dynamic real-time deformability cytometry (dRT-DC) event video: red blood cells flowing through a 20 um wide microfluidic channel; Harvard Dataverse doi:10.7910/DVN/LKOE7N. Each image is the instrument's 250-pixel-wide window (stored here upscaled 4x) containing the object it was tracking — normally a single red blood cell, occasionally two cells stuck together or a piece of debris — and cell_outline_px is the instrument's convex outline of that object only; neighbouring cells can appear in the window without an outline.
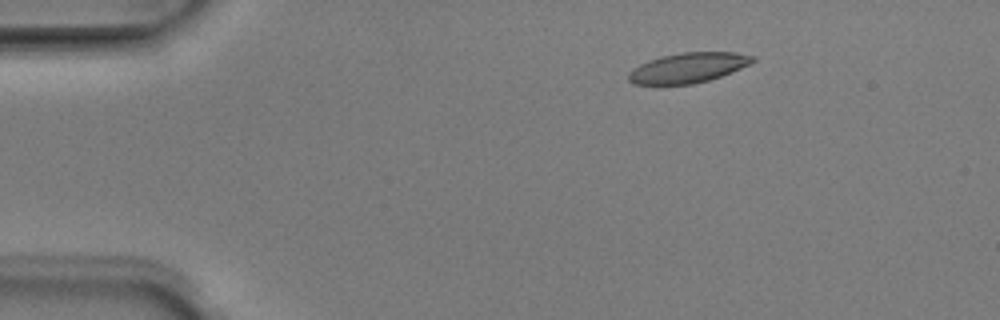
{"species": "Egyptian fruit bat (a non-hibernating species)", "species_latin": "Rousettus aegyptiacus", "temperature_condition": "room temperature", "stored_images_in_passage": 44, "camera_frame_rate_fps": 3000, "um_per_image_px": 0.085, "animal": {"sex": "male"}, "frame": {"image": 1, "passage_image": 1, "time_ms": 0.0, "image_size_px": [1000, 320], "cell_outline_px": [[756, 60], [740, 68], [720, 76], [708, 80], [692, 84], [632, 84], [628, 80], [628, 72], [632, 68], [648, 60], [660, 56], [684, 52], [736, 52], [756, 56]], "centroid_in_image_um": [58.46, 5.75], "position_along_channel_um": 26.5, "area_um2": 21.68}}
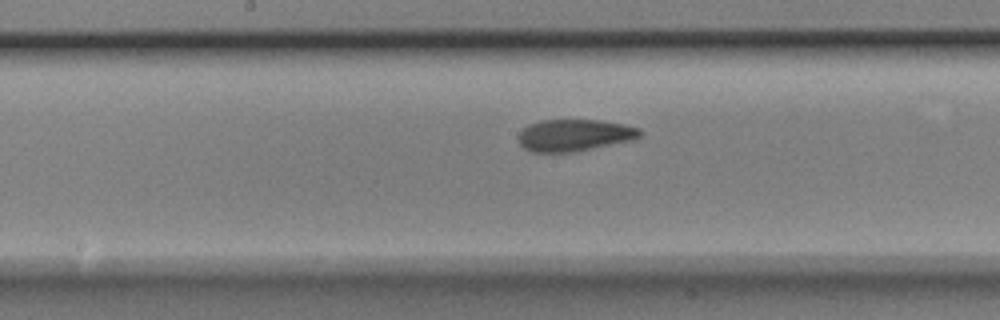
{"frame": {"image": 2, "passage_image": 19, "time_ms": 6.0, "image_size_px": [1000, 320], "cell_outline_px": [[644, 132], [636, 140], [572, 152], [532, 152], [524, 148], [520, 144], [516, 136], [528, 124], [540, 120], [600, 120], [624, 124], [640, 128]], "centroid_in_image_um": [48.85, 11.49], "position_along_channel_um": 199.4, "area_um2": 22.89}}
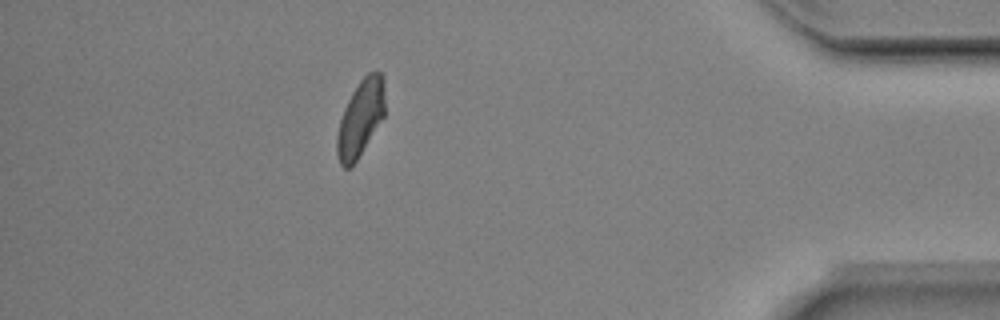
{"frame": {"image": 3, "passage_image": 38, "time_ms": 12.333, "image_size_px": [1000, 320], "cell_outline_px": [[384, 116], [352, 168], [344, 168], [340, 164], [336, 152], [336, 136], [340, 120], [344, 108], [352, 92], [360, 80], [368, 72], [380, 72], [384, 76]], "centroid_in_image_um": [30.63, 10.06], "position_along_channel_um": 404.6, "area_um2": 21.39}, "authors_computed_cell_mechanics": {"area_um2": 22.3975, "velocity_mm_per_s": 3.9601, "shape_relaxation_time_tau1_ms": 3.4062, "shape_relaxation_time_tau2_ms": 3.2334, "deformation_change_tau1": 0.1686, "deformation_change_tau2": 0.0986}}